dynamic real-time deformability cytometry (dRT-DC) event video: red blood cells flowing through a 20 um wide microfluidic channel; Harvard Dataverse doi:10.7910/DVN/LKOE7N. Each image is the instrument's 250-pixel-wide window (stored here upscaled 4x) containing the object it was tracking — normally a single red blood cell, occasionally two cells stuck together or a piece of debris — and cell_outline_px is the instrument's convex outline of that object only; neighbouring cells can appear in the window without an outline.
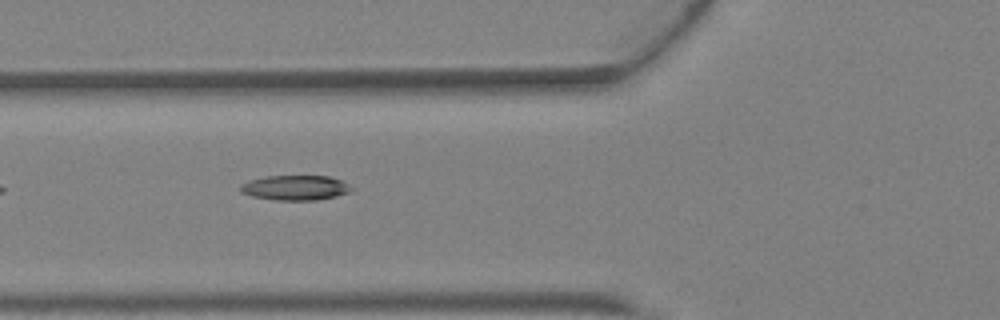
{"species": "Egyptian fruit bat (a non-hibernating species)", "species_latin": "Rousettus aegyptiacus", "temperature_condition": "warm", "stored_images_in_passage": 4, "camera_frame_rate_fps": 3000, "um_per_image_px": 0.085, "animal": {"sex": "female"}, "frame": {"image": 1, "passage_image": 3, "time_ms": 0.667, "image_size_px": [1000, 320], "cell_outline_px": [[356, 188], [348, 192], [336, 196], [316, 200], [276, 200], [252, 196], [240, 192], [240, 184], [248, 180], [264, 176], [328, 176], [340, 180]], "centroid_in_image_um": [25.08, 15.95], "position_along_channel_um": 100.7, "area_um2": 16.18}}
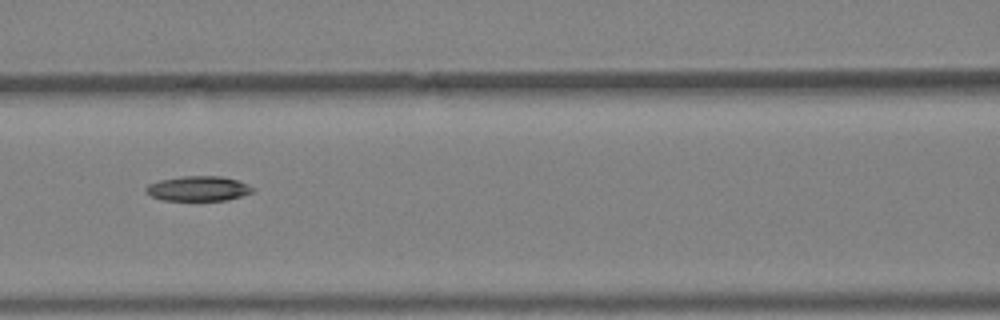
{"frame": {"image": 2, "passage_image": 4, "time_ms": 1.0, "image_size_px": [1000, 320], "cell_outline_px": [[256, 192], [228, 200], [160, 200], [144, 192], [144, 188], [148, 184], [160, 180], [180, 176], [220, 176], [236, 180], [248, 184], [256, 188]], "centroid_in_image_um": [16.87, 16.03], "position_along_channel_um": 149.7, "area_um2": 15.72}}